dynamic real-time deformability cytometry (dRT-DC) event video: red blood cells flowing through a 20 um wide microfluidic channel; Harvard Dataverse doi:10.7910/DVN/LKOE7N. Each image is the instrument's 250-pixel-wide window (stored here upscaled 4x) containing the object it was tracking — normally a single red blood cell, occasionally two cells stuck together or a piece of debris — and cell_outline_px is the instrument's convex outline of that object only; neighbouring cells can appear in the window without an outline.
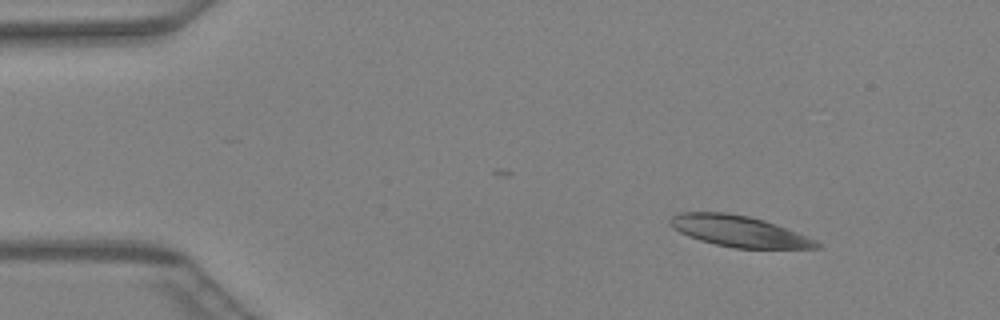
{"species": "Egyptian fruit bat (a non-hibernating species)", "species_latin": "Rousettus aegyptiacus", "temperature_condition": "warm", "stored_images_in_passage": 37, "camera_frame_rate_fps": 3000, "um_per_image_px": 0.085, "animal": {"sex": "female"}, "frame": {"image": 1, "passage_image": 1, "time_ms": 0.0, "image_size_px": [1000, 320], "cell_outline_px": [[820, 248], [732, 248], [700, 240], [688, 236], [672, 228], [668, 224], [668, 220], [672, 216], [680, 212], [724, 212], [748, 216], [764, 220], [776, 224], [816, 240], [820, 244]], "centroid_in_image_um": [62.76, 19.65], "position_along_channel_um": 22.2, "area_um2": 26.41}}
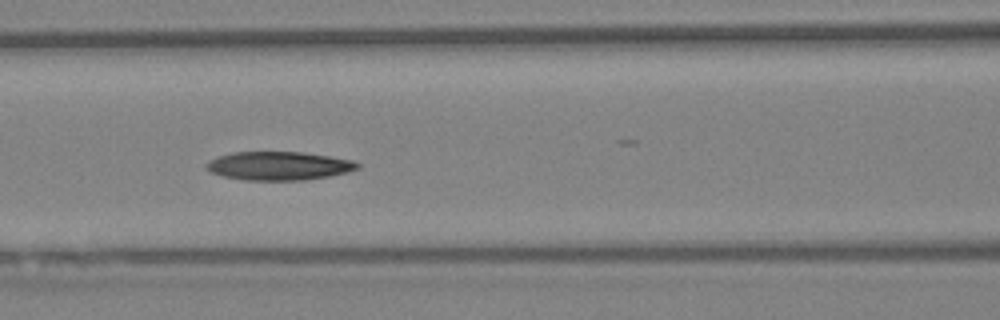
{"frame": {"image": 2, "passage_image": 15, "time_ms": 4.667, "image_size_px": [1000, 320], "cell_outline_px": [[360, 168], [348, 172], [328, 176], [304, 180], [244, 180], [224, 176], [212, 172], [204, 168], [212, 160], [220, 156], [232, 152], [304, 152], [352, 160], [360, 164]], "centroid_in_image_um": [23.74, 14.1], "position_along_channel_um": 142.9, "area_um2": 24.91}}
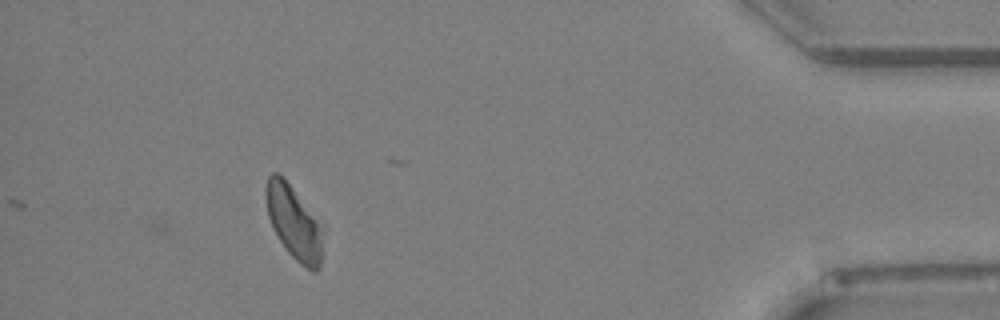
{"frame": {"image": 3, "passage_image": 37, "time_ms": 12.0, "image_size_px": [1000, 320], "cell_outline_px": [[324, 228], [320, 268], [316, 272], [300, 264], [288, 252], [272, 228], [268, 216], [264, 196], [264, 188], [268, 176], [272, 172], [276, 172], [292, 188]], "centroid_in_image_um": [24.97, 18.93], "position_along_channel_um": 410.2, "area_um2": 24.28}}